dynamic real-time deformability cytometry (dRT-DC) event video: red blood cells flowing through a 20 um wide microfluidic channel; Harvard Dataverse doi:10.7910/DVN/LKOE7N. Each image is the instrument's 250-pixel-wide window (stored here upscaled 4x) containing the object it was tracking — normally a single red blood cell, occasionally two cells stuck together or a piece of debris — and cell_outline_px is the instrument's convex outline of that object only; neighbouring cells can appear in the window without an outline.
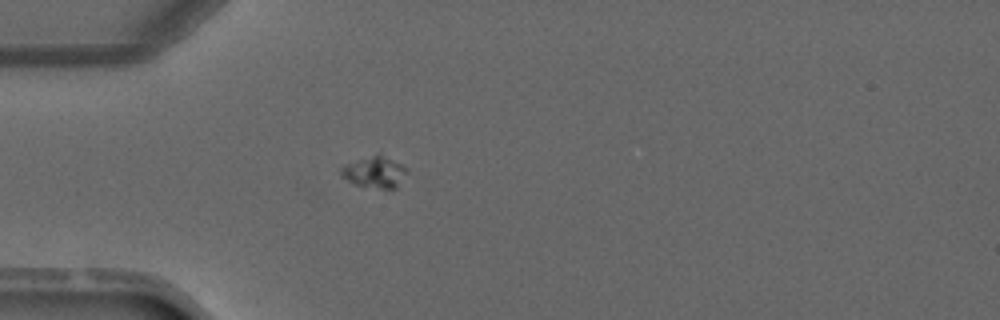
{"species": "common noctule bat (a hibernating species)", "species_latin": "Nyctalus noctula", "temperature_condition": "warm", "stored_images_in_passage": 2, "camera_frame_rate_fps": 3000, "um_per_image_px": 0.085, "animal": {"sex": "male", "forearm_length_mm": 52.5}, "frame": {"image": 1, "passage_image": 2, "time_ms": 1.333, "image_size_px": [1000, 320], "cell_outline_px": [[408, 172], [396, 188], [380, 188], [356, 184], [348, 180], [340, 172], [340, 168], [348, 164], [372, 156], [380, 156], [400, 164], [408, 168]], "centroid_in_image_um": [31.89, 14.66], "position_along_channel_um": 53.1, "area_um2": 11.21}}